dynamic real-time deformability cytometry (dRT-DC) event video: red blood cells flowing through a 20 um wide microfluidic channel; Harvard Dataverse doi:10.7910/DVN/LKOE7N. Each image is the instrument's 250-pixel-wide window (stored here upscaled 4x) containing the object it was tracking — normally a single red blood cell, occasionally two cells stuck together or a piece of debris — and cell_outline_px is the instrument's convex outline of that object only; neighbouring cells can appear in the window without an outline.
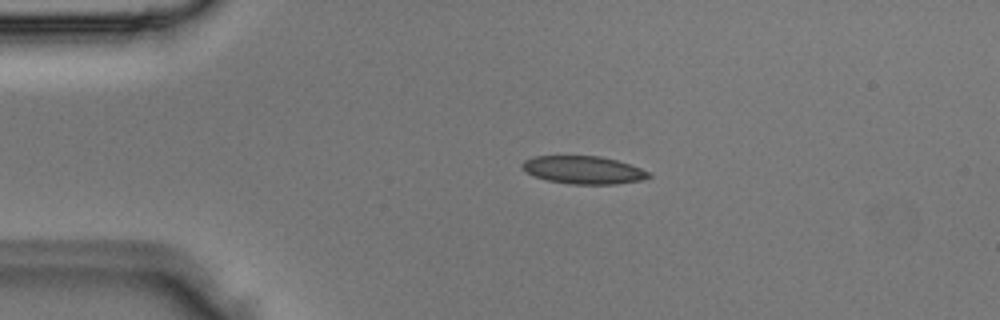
{"species": "Egyptian fruit bat (a non-hibernating species)", "species_latin": "Rousettus aegyptiacus", "temperature_condition": "room temperature", "stored_images_in_passage": 2, "camera_frame_rate_fps": 3000, "um_per_image_px": 0.085, "animal": {"sex": "male"}, "frame": {"image": 1, "passage_image": 2, "time_ms": 0.333, "image_size_px": [1000, 320], "cell_outline_px": [[652, 176], [644, 180], [616, 184], [572, 184], [548, 180], [532, 176], [520, 164], [524, 160], [532, 156], [600, 156], [616, 160], [640, 168], [648, 172]], "centroid_in_image_um": [49.59, 14.45], "position_along_channel_um": 35.4, "area_um2": 20.46}}